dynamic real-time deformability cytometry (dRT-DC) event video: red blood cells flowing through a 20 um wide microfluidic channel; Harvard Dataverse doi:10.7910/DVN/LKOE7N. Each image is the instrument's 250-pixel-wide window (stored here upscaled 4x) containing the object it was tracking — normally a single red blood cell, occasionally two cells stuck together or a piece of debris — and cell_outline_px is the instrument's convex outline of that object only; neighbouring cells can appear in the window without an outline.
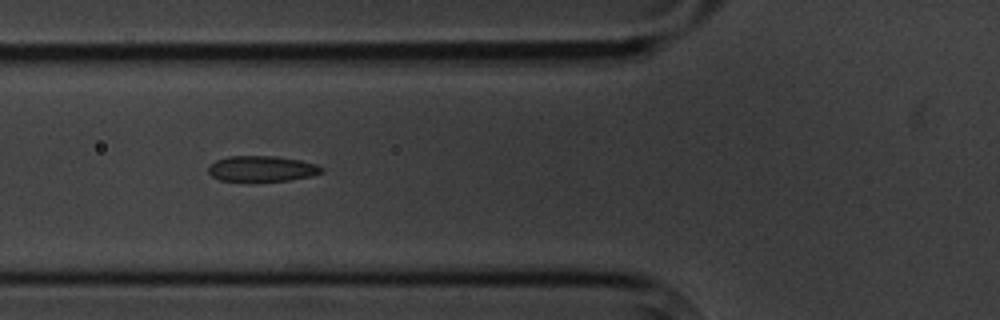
{"species": "common noctule bat (a hibernating species)", "species_latin": "Nyctalus noctula", "temperature_condition": "cold", "stored_images_in_passage": 8, "camera_frame_rate_fps": 3000, "um_per_image_px": 0.085, "animal": {"sex": "male", "body_mass_g": 20.1, "forearm_length_mm": 53.5}, "frame": {"image": 1, "passage_image": 5, "time_ms": 4.667, "image_size_px": [1000, 320], "cell_outline_px": [[324, 172], [312, 176], [288, 180], [220, 180], [212, 176], [208, 172], [208, 164], [216, 160], [228, 156], [276, 156], [300, 160], [316, 164], [324, 168]], "centroid_in_image_um": [22.27, 14.32], "position_along_channel_um": 103.5, "area_um2": 16.82}}
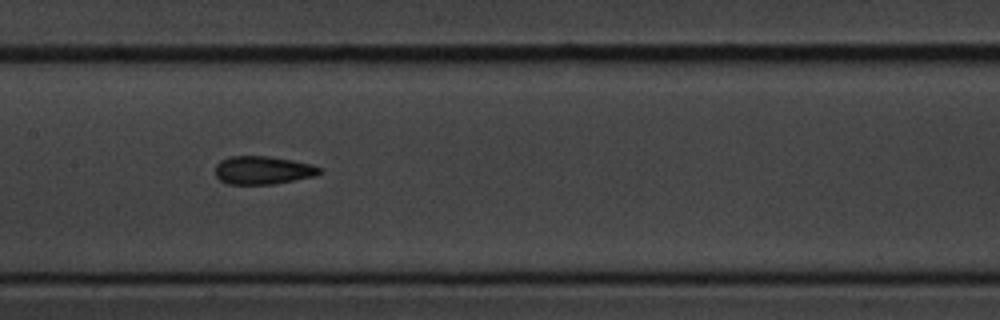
{"frame": {"image": 2, "passage_image": 7, "time_ms": 7.0, "image_size_px": [1000, 320], "cell_outline_px": [[324, 172], [316, 176], [272, 184], [228, 184], [220, 180], [216, 176], [216, 164], [220, 160], [228, 156], [268, 156], [292, 160], [312, 164], [324, 168]], "centroid_in_image_um": [22.38, 14.46], "position_along_channel_um": 185.0, "area_um2": 17.34}}
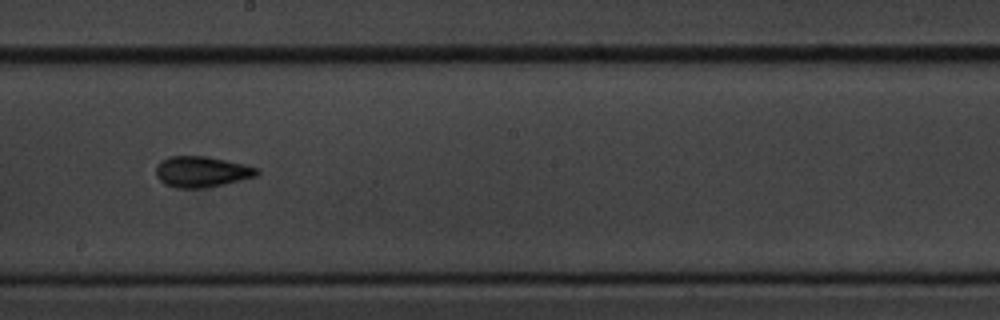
{"frame": {"image": 3, "passage_image": 8, "time_ms": 8.333, "image_size_px": [1000, 320], "cell_outline_px": [[260, 172], [256, 176], [224, 184], [204, 188], [176, 188], [164, 184], [156, 176], [156, 164], [160, 160], [168, 156], [204, 156], [244, 164], [260, 168]], "centroid_in_image_um": [17.12, 14.59], "position_along_channel_um": 231.1, "area_um2": 18.26}}